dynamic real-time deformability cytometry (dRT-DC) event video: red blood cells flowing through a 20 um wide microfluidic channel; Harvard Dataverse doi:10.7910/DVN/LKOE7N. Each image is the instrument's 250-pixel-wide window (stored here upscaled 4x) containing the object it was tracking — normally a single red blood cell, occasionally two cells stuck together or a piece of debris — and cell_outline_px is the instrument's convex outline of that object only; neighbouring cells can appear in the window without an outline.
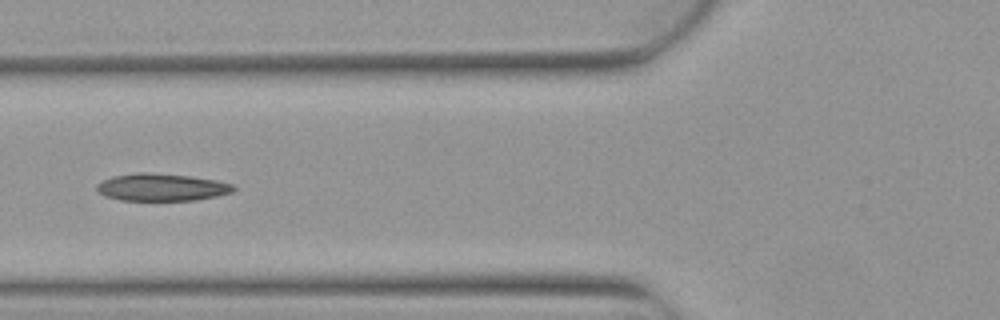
{"species": "Egyptian fruit bat (a non-hibernating species)", "species_latin": "Rousettus aegyptiacus", "temperature_condition": "warm", "stored_images_in_passage": 5, "camera_frame_rate_fps": 3000, "um_per_image_px": 0.085, "animal": {"sex": "female"}, "frame": {"image": 1, "passage_image": 5, "time_ms": 1.333, "image_size_px": [1000, 320], "cell_outline_px": [[236, 188], [232, 192], [216, 196], [196, 200], [120, 200], [104, 196], [96, 188], [96, 184], [112, 176], [140, 172], [144, 172], [192, 176], [216, 180], [232, 184]], "centroid_in_image_um": [13.74, 15.91], "position_along_channel_um": 112.1, "area_um2": 21.73}}